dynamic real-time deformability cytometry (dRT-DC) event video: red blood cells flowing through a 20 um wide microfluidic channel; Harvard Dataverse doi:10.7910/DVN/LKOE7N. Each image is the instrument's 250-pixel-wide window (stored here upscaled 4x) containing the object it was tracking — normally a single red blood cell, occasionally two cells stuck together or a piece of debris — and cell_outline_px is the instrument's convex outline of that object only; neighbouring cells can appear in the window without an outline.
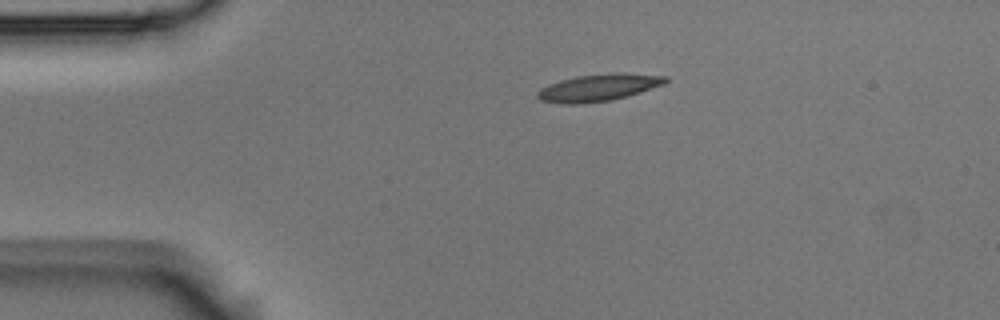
{"species": "Egyptian fruit bat (a non-hibernating species)", "species_latin": "Rousettus aegyptiacus", "temperature_condition": "room temperature", "stored_images_in_passage": 2, "camera_frame_rate_fps": 3000, "um_per_image_px": 0.085, "animal": {"sex": "male"}, "frame": {"image": 1, "passage_image": 1, "time_ms": 0.0, "image_size_px": [1000, 320], "cell_outline_px": [[668, 80], [664, 84], [628, 96], [608, 100], [576, 104], [564, 104], [540, 100], [536, 96], [536, 92], [540, 88], [548, 84], [560, 80], [576, 76], [668, 76]], "centroid_in_image_um": [50.72, 7.51], "position_along_channel_um": 34.3, "area_um2": 18.84}}